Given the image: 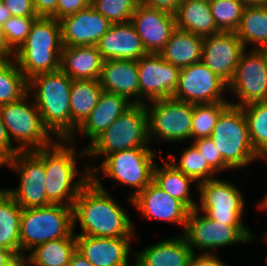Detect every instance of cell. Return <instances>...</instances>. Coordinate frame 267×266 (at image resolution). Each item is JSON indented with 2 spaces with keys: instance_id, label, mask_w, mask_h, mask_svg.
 I'll list each match as a JSON object with an SVG mask.
<instances>
[{
  "instance_id": "obj_1",
  "label": "cell",
  "mask_w": 267,
  "mask_h": 266,
  "mask_svg": "<svg viewBox=\"0 0 267 266\" xmlns=\"http://www.w3.org/2000/svg\"><path fill=\"white\" fill-rule=\"evenodd\" d=\"M99 174L80 190L73 203V230L79 224L81 233L91 237H134L135 226L128 212L103 186ZM77 223V224H76Z\"/></svg>"
},
{
  "instance_id": "obj_2",
  "label": "cell",
  "mask_w": 267,
  "mask_h": 266,
  "mask_svg": "<svg viewBox=\"0 0 267 266\" xmlns=\"http://www.w3.org/2000/svg\"><path fill=\"white\" fill-rule=\"evenodd\" d=\"M75 146L70 140L57 139L44 148L45 192L51 204L72 207L80 190L91 180L87 165L83 171L77 169L76 160L86 158V148L76 151Z\"/></svg>"
},
{
  "instance_id": "obj_3",
  "label": "cell",
  "mask_w": 267,
  "mask_h": 266,
  "mask_svg": "<svg viewBox=\"0 0 267 266\" xmlns=\"http://www.w3.org/2000/svg\"><path fill=\"white\" fill-rule=\"evenodd\" d=\"M72 79L61 70L35 75L28 80V93L39 110L43 124L60 140H69L77 130L71 120Z\"/></svg>"
},
{
  "instance_id": "obj_4",
  "label": "cell",
  "mask_w": 267,
  "mask_h": 266,
  "mask_svg": "<svg viewBox=\"0 0 267 266\" xmlns=\"http://www.w3.org/2000/svg\"><path fill=\"white\" fill-rule=\"evenodd\" d=\"M63 49L60 22L53 17H38L14 59L27 80L41 73L60 70Z\"/></svg>"
},
{
  "instance_id": "obj_5",
  "label": "cell",
  "mask_w": 267,
  "mask_h": 266,
  "mask_svg": "<svg viewBox=\"0 0 267 266\" xmlns=\"http://www.w3.org/2000/svg\"><path fill=\"white\" fill-rule=\"evenodd\" d=\"M85 148L86 157L92 159L133 148H151L145 104H133Z\"/></svg>"
},
{
  "instance_id": "obj_6",
  "label": "cell",
  "mask_w": 267,
  "mask_h": 266,
  "mask_svg": "<svg viewBox=\"0 0 267 266\" xmlns=\"http://www.w3.org/2000/svg\"><path fill=\"white\" fill-rule=\"evenodd\" d=\"M66 237H76L73 230V207L51 204L22 209L20 217V253L35 246Z\"/></svg>"
},
{
  "instance_id": "obj_7",
  "label": "cell",
  "mask_w": 267,
  "mask_h": 266,
  "mask_svg": "<svg viewBox=\"0 0 267 266\" xmlns=\"http://www.w3.org/2000/svg\"><path fill=\"white\" fill-rule=\"evenodd\" d=\"M231 169H244L262 158L254 151L247 120L240 106L230 104L221 114L210 136Z\"/></svg>"
},
{
  "instance_id": "obj_8",
  "label": "cell",
  "mask_w": 267,
  "mask_h": 266,
  "mask_svg": "<svg viewBox=\"0 0 267 266\" xmlns=\"http://www.w3.org/2000/svg\"><path fill=\"white\" fill-rule=\"evenodd\" d=\"M0 113L10 141L18 143L19 151L45 148L57 140L43 124L29 93L18 101L0 105Z\"/></svg>"
},
{
  "instance_id": "obj_9",
  "label": "cell",
  "mask_w": 267,
  "mask_h": 266,
  "mask_svg": "<svg viewBox=\"0 0 267 266\" xmlns=\"http://www.w3.org/2000/svg\"><path fill=\"white\" fill-rule=\"evenodd\" d=\"M155 156L153 148H133L107 155L98 167L88 163L87 166L91 174L101 171L104 178H112L117 184L133 188L126 201L132 205V198L152 182Z\"/></svg>"
},
{
  "instance_id": "obj_10",
  "label": "cell",
  "mask_w": 267,
  "mask_h": 266,
  "mask_svg": "<svg viewBox=\"0 0 267 266\" xmlns=\"http://www.w3.org/2000/svg\"><path fill=\"white\" fill-rule=\"evenodd\" d=\"M201 214L196 209L189 211L183 233L194 254H196L194 250H197L199 254L200 252L201 254H214L213 249L255 241L256 237L253 236L249 227L219 223L206 214Z\"/></svg>"
},
{
  "instance_id": "obj_11",
  "label": "cell",
  "mask_w": 267,
  "mask_h": 266,
  "mask_svg": "<svg viewBox=\"0 0 267 266\" xmlns=\"http://www.w3.org/2000/svg\"><path fill=\"white\" fill-rule=\"evenodd\" d=\"M4 165L19 174V186L5 190L22 209L51 205L45 192L44 148L19 151Z\"/></svg>"
},
{
  "instance_id": "obj_12",
  "label": "cell",
  "mask_w": 267,
  "mask_h": 266,
  "mask_svg": "<svg viewBox=\"0 0 267 266\" xmlns=\"http://www.w3.org/2000/svg\"><path fill=\"white\" fill-rule=\"evenodd\" d=\"M145 107L148 114L150 144L153 138L164 143L184 142L189 139L191 141L194 104L165 98L149 101L145 103Z\"/></svg>"
},
{
  "instance_id": "obj_13",
  "label": "cell",
  "mask_w": 267,
  "mask_h": 266,
  "mask_svg": "<svg viewBox=\"0 0 267 266\" xmlns=\"http://www.w3.org/2000/svg\"><path fill=\"white\" fill-rule=\"evenodd\" d=\"M232 182L222 178H214L198 184L197 191L200 204L196 210L206 214L216 222L227 225H245L244 197L241 189Z\"/></svg>"
},
{
  "instance_id": "obj_14",
  "label": "cell",
  "mask_w": 267,
  "mask_h": 266,
  "mask_svg": "<svg viewBox=\"0 0 267 266\" xmlns=\"http://www.w3.org/2000/svg\"><path fill=\"white\" fill-rule=\"evenodd\" d=\"M246 50L240 55L234 77L228 83L229 95L239 98L237 102L230 100V104L240 107L255 101H267V51Z\"/></svg>"
},
{
  "instance_id": "obj_15",
  "label": "cell",
  "mask_w": 267,
  "mask_h": 266,
  "mask_svg": "<svg viewBox=\"0 0 267 266\" xmlns=\"http://www.w3.org/2000/svg\"><path fill=\"white\" fill-rule=\"evenodd\" d=\"M225 92H229L228 83L200 61L180 68L172 98L191 104L230 102Z\"/></svg>"
},
{
  "instance_id": "obj_16",
  "label": "cell",
  "mask_w": 267,
  "mask_h": 266,
  "mask_svg": "<svg viewBox=\"0 0 267 266\" xmlns=\"http://www.w3.org/2000/svg\"><path fill=\"white\" fill-rule=\"evenodd\" d=\"M139 104L155 99L172 98L177 87L180 68L160 54L148 53L137 60Z\"/></svg>"
},
{
  "instance_id": "obj_17",
  "label": "cell",
  "mask_w": 267,
  "mask_h": 266,
  "mask_svg": "<svg viewBox=\"0 0 267 266\" xmlns=\"http://www.w3.org/2000/svg\"><path fill=\"white\" fill-rule=\"evenodd\" d=\"M245 50L236 32L220 31L204 38L201 61L229 83L235 74L240 55Z\"/></svg>"
},
{
  "instance_id": "obj_18",
  "label": "cell",
  "mask_w": 267,
  "mask_h": 266,
  "mask_svg": "<svg viewBox=\"0 0 267 266\" xmlns=\"http://www.w3.org/2000/svg\"><path fill=\"white\" fill-rule=\"evenodd\" d=\"M130 22L140 36L147 53L159 54L176 30L174 14L138 4Z\"/></svg>"
},
{
  "instance_id": "obj_19",
  "label": "cell",
  "mask_w": 267,
  "mask_h": 266,
  "mask_svg": "<svg viewBox=\"0 0 267 266\" xmlns=\"http://www.w3.org/2000/svg\"><path fill=\"white\" fill-rule=\"evenodd\" d=\"M136 237H91L76 235V250L93 266H134L130 263V253L134 256L132 240ZM132 251V252H131Z\"/></svg>"
},
{
  "instance_id": "obj_20",
  "label": "cell",
  "mask_w": 267,
  "mask_h": 266,
  "mask_svg": "<svg viewBox=\"0 0 267 266\" xmlns=\"http://www.w3.org/2000/svg\"><path fill=\"white\" fill-rule=\"evenodd\" d=\"M132 205L141 212L142 218L179 224L183 227L181 234L184 233L190 210L153 182L132 198Z\"/></svg>"
},
{
  "instance_id": "obj_21",
  "label": "cell",
  "mask_w": 267,
  "mask_h": 266,
  "mask_svg": "<svg viewBox=\"0 0 267 266\" xmlns=\"http://www.w3.org/2000/svg\"><path fill=\"white\" fill-rule=\"evenodd\" d=\"M63 46H96L112 25L92 6L59 20Z\"/></svg>"
},
{
  "instance_id": "obj_22",
  "label": "cell",
  "mask_w": 267,
  "mask_h": 266,
  "mask_svg": "<svg viewBox=\"0 0 267 266\" xmlns=\"http://www.w3.org/2000/svg\"><path fill=\"white\" fill-rule=\"evenodd\" d=\"M103 61L121 59L137 61L148 54L133 24H112L96 45Z\"/></svg>"
},
{
  "instance_id": "obj_23",
  "label": "cell",
  "mask_w": 267,
  "mask_h": 266,
  "mask_svg": "<svg viewBox=\"0 0 267 266\" xmlns=\"http://www.w3.org/2000/svg\"><path fill=\"white\" fill-rule=\"evenodd\" d=\"M141 251V252H140ZM134 251V266H189L194 255L183 234Z\"/></svg>"
},
{
  "instance_id": "obj_24",
  "label": "cell",
  "mask_w": 267,
  "mask_h": 266,
  "mask_svg": "<svg viewBox=\"0 0 267 266\" xmlns=\"http://www.w3.org/2000/svg\"><path fill=\"white\" fill-rule=\"evenodd\" d=\"M133 105L126 97L103 91L98 103L84 122L77 128L76 133L69 139L76 143V134L87 138L88 145L113 122Z\"/></svg>"
},
{
  "instance_id": "obj_25",
  "label": "cell",
  "mask_w": 267,
  "mask_h": 266,
  "mask_svg": "<svg viewBox=\"0 0 267 266\" xmlns=\"http://www.w3.org/2000/svg\"><path fill=\"white\" fill-rule=\"evenodd\" d=\"M138 66L135 60H105L99 78L103 91L126 97L139 104Z\"/></svg>"
},
{
  "instance_id": "obj_26",
  "label": "cell",
  "mask_w": 267,
  "mask_h": 266,
  "mask_svg": "<svg viewBox=\"0 0 267 266\" xmlns=\"http://www.w3.org/2000/svg\"><path fill=\"white\" fill-rule=\"evenodd\" d=\"M102 63L96 46H63L60 70L72 80H99Z\"/></svg>"
},
{
  "instance_id": "obj_27",
  "label": "cell",
  "mask_w": 267,
  "mask_h": 266,
  "mask_svg": "<svg viewBox=\"0 0 267 266\" xmlns=\"http://www.w3.org/2000/svg\"><path fill=\"white\" fill-rule=\"evenodd\" d=\"M177 29L206 38L220 32L210 10V3L201 0H181L174 14Z\"/></svg>"
},
{
  "instance_id": "obj_28",
  "label": "cell",
  "mask_w": 267,
  "mask_h": 266,
  "mask_svg": "<svg viewBox=\"0 0 267 266\" xmlns=\"http://www.w3.org/2000/svg\"><path fill=\"white\" fill-rule=\"evenodd\" d=\"M165 159H161L164 162L161 167L156 162L152 182L171 197L180 200L189 210L196 209L199 202L192 199L190 184L195 182L198 188V183Z\"/></svg>"
},
{
  "instance_id": "obj_29",
  "label": "cell",
  "mask_w": 267,
  "mask_h": 266,
  "mask_svg": "<svg viewBox=\"0 0 267 266\" xmlns=\"http://www.w3.org/2000/svg\"><path fill=\"white\" fill-rule=\"evenodd\" d=\"M203 41L202 37L176 28L159 54L179 68L190 66L201 61Z\"/></svg>"
},
{
  "instance_id": "obj_30",
  "label": "cell",
  "mask_w": 267,
  "mask_h": 266,
  "mask_svg": "<svg viewBox=\"0 0 267 266\" xmlns=\"http://www.w3.org/2000/svg\"><path fill=\"white\" fill-rule=\"evenodd\" d=\"M22 208L2 188L0 191V247L20 253V217Z\"/></svg>"
},
{
  "instance_id": "obj_31",
  "label": "cell",
  "mask_w": 267,
  "mask_h": 266,
  "mask_svg": "<svg viewBox=\"0 0 267 266\" xmlns=\"http://www.w3.org/2000/svg\"><path fill=\"white\" fill-rule=\"evenodd\" d=\"M238 38L247 49L267 48V6H249L242 12V18L236 30Z\"/></svg>"
},
{
  "instance_id": "obj_32",
  "label": "cell",
  "mask_w": 267,
  "mask_h": 266,
  "mask_svg": "<svg viewBox=\"0 0 267 266\" xmlns=\"http://www.w3.org/2000/svg\"><path fill=\"white\" fill-rule=\"evenodd\" d=\"M103 89L99 80H72L70 113L72 122L79 127L96 107Z\"/></svg>"
},
{
  "instance_id": "obj_33",
  "label": "cell",
  "mask_w": 267,
  "mask_h": 266,
  "mask_svg": "<svg viewBox=\"0 0 267 266\" xmlns=\"http://www.w3.org/2000/svg\"><path fill=\"white\" fill-rule=\"evenodd\" d=\"M75 251L76 237H66L35 246L28 257L31 266H69Z\"/></svg>"
},
{
  "instance_id": "obj_34",
  "label": "cell",
  "mask_w": 267,
  "mask_h": 266,
  "mask_svg": "<svg viewBox=\"0 0 267 266\" xmlns=\"http://www.w3.org/2000/svg\"><path fill=\"white\" fill-rule=\"evenodd\" d=\"M28 93V80L14 58H0V105L18 101Z\"/></svg>"
},
{
  "instance_id": "obj_35",
  "label": "cell",
  "mask_w": 267,
  "mask_h": 266,
  "mask_svg": "<svg viewBox=\"0 0 267 266\" xmlns=\"http://www.w3.org/2000/svg\"><path fill=\"white\" fill-rule=\"evenodd\" d=\"M254 151L267 160V101H255L242 106Z\"/></svg>"
},
{
  "instance_id": "obj_36",
  "label": "cell",
  "mask_w": 267,
  "mask_h": 266,
  "mask_svg": "<svg viewBox=\"0 0 267 266\" xmlns=\"http://www.w3.org/2000/svg\"><path fill=\"white\" fill-rule=\"evenodd\" d=\"M170 163L186 176L194 179L198 184L203 181L217 178V173L207 164L203 155L191 143L182 149L177 162L175 154H169Z\"/></svg>"
},
{
  "instance_id": "obj_37",
  "label": "cell",
  "mask_w": 267,
  "mask_h": 266,
  "mask_svg": "<svg viewBox=\"0 0 267 266\" xmlns=\"http://www.w3.org/2000/svg\"><path fill=\"white\" fill-rule=\"evenodd\" d=\"M230 105V102L210 104H194L191 127V141L210 137L217 124L220 114Z\"/></svg>"
},
{
  "instance_id": "obj_38",
  "label": "cell",
  "mask_w": 267,
  "mask_h": 266,
  "mask_svg": "<svg viewBox=\"0 0 267 266\" xmlns=\"http://www.w3.org/2000/svg\"><path fill=\"white\" fill-rule=\"evenodd\" d=\"M210 10L217 29L223 32H236L245 8L240 0H211Z\"/></svg>"
},
{
  "instance_id": "obj_39",
  "label": "cell",
  "mask_w": 267,
  "mask_h": 266,
  "mask_svg": "<svg viewBox=\"0 0 267 266\" xmlns=\"http://www.w3.org/2000/svg\"><path fill=\"white\" fill-rule=\"evenodd\" d=\"M138 4L139 0H94L92 7L111 24H118L129 22Z\"/></svg>"
},
{
  "instance_id": "obj_40",
  "label": "cell",
  "mask_w": 267,
  "mask_h": 266,
  "mask_svg": "<svg viewBox=\"0 0 267 266\" xmlns=\"http://www.w3.org/2000/svg\"><path fill=\"white\" fill-rule=\"evenodd\" d=\"M38 17L12 16L3 25L8 46L16 52L25 42L31 26Z\"/></svg>"
},
{
  "instance_id": "obj_41",
  "label": "cell",
  "mask_w": 267,
  "mask_h": 266,
  "mask_svg": "<svg viewBox=\"0 0 267 266\" xmlns=\"http://www.w3.org/2000/svg\"><path fill=\"white\" fill-rule=\"evenodd\" d=\"M192 144L203 155L207 164L216 172L228 171L231 168L224 162L221 154L214 145L210 137L198 138L192 141Z\"/></svg>"
},
{
  "instance_id": "obj_42",
  "label": "cell",
  "mask_w": 267,
  "mask_h": 266,
  "mask_svg": "<svg viewBox=\"0 0 267 266\" xmlns=\"http://www.w3.org/2000/svg\"><path fill=\"white\" fill-rule=\"evenodd\" d=\"M2 2L7 6L12 16L38 17L33 0H2Z\"/></svg>"
},
{
  "instance_id": "obj_43",
  "label": "cell",
  "mask_w": 267,
  "mask_h": 266,
  "mask_svg": "<svg viewBox=\"0 0 267 266\" xmlns=\"http://www.w3.org/2000/svg\"><path fill=\"white\" fill-rule=\"evenodd\" d=\"M89 5L84 0H58L55 19L58 21L66 16L73 15L80 10L87 8Z\"/></svg>"
},
{
  "instance_id": "obj_44",
  "label": "cell",
  "mask_w": 267,
  "mask_h": 266,
  "mask_svg": "<svg viewBox=\"0 0 267 266\" xmlns=\"http://www.w3.org/2000/svg\"><path fill=\"white\" fill-rule=\"evenodd\" d=\"M19 152L16 145L11 143L0 113V160L5 163Z\"/></svg>"
},
{
  "instance_id": "obj_45",
  "label": "cell",
  "mask_w": 267,
  "mask_h": 266,
  "mask_svg": "<svg viewBox=\"0 0 267 266\" xmlns=\"http://www.w3.org/2000/svg\"><path fill=\"white\" fill-rule=\"evenodd\" d=\"M189 266H228L214 254H194L191 258Z\"/></svg>"
},
{
  "instance_id": "obj_46",
  "label": "cell",
  "mask_w": 267,
  "mask_h": 266,
  "mask_svg": "<svg viewBox=\"0 0 267 266\" xmlns=\"http://www.w3.org/2000/svg\"><path fill=\"white\" fill-rule=\"evenodd\" d=\"M181 0H139L144 6L175 14Z\"/></svg>"
},
{
  "instance_id": "obj_47",
  "label": "cell",
  "mask_w": 267,
  "mask_h": 266,
  "mask_svg": "<svg viewBox=\"0 0 267 266\" xmlns=\"http://www.w3.org/2000/svg\"><path fill=\"white\" fill-rule=\"evenodd\" d=\"M58 0H33L34 9L38 17H53Z\"/></svg>"
},
{
  "instance_id": "obj_48",
  "label": "cell",
  "mask_w": 267,
  "mask_h": 266,
  "mask_svg": "<svg viewBox=\"0 0 267 266\" xmlns=\"http://www.w3.org/2000/svg\"><path fill=\"white\" fill-rule=\"evenodd\" d=\"M15 52L8 46L3 26L0 25V58H14Z\"/></svg>"
},
{
  "instance_id": "obj_49",
  "label": "cell",
  "mask_w": 267,
  "mask_h": 266,
  "mask_svg": "<svg viewBox=\"0 0 267 266\" xmlns=\"http://www.w3.org/2000/svg\"><path fill=\"white\" fill-rule=\"evenodd\" d=\"M3 266H30L28 254H13Z\"/></svg>"
},
{
  "instance_id": "obj_50",
  "label": "cell",
  "mask_w": 267,
  "mask_h": 266,
  "mask_svg": "<svg viewBox=\"0 0 267 266\" xmlns=\"http://www.w3.org/2000/svg\"><path fill=\"white\" fill-rule=\"evenodd\" d=\"M69 266H93L80 252L77 250L72 254Z\"/></svg>"
},
{
  "instance_id": "obj_51",
  "label": "cell",
  "mask_w": 267,
  "mask_h": 266,
  "mask_svg": "<svg viewBox=\"0 0 267 266\" xmlns=\"http://www.w3.org/2000/svg\"><path fill=\"white\" fill-rule=\"evenodd\" d=\"M12 17L11 12L7 8V6L0 1V25H4V23Z\"/></svg>"
},
{
  "instance_id": "obj_52",
  "label": "cell",
  "mask_w": 267,
  "mask_h": 266,
  "mask_svg": "<svg viewBox=\"0 0 267 266\" xmlns=\"http://www.w3.org/2000/svg\"><path fill=\"white\" fill-rule=\"evenodd\" d=\"M12 255L10 250L0 247V266H3Z\"/></svg>"
},
{
  "instance_id": "obj_53",
  "label": "cell",
  "mask_w": 267,
  "mask_h": 266,
  "mask_svg": "<svg viewBox=\"0 0 267 266\" xmlns=\"http://www.w3.org/2000/svg\"><path fill=\"white\" fill-rule=\"evenodd\" d=\"M245 7L249 6H267V0H240Z\"/></svg>"
},
{
  "instance_id": "obj_54",
  "label": "cell",
  "mask_w": 267,
  "mask_h": 266,
  "mask_svg": "<svg viewBox=\"0 0 267 266\" xmlns=\"http://www.w3.org/2000/svg\"><path fill=\"white\" fill-rule=\"evenodd\" d=\"M257 206L259 210L267 212V193H265L264 198L258 202Z\"/></svg>"
},
{
  "instance_id": "obj_55",
  "label": "cell",
  "mask_w": 267,
  "mask_h": 266,
  "mask_svg": "<svg viewBox=\"0 0 267 266\" xmlns=\"http://www.w3.org/2000/svg\"><path fill=\"white\" fill-rule=\"evenodd\" d=\"M89 6H92L94 0H84Z\"/></svg>"
},
{
  "instance_id": "obj_56",
  "label": "cell",
  "mask_w": 267,
  "mask_h": 266,
  "mask_svg": "<svg viewBox=\"0 0 267 266\" xmlns=\"http://www.w3.org/2000/svg\"><path fill=\"white\" fill-rule=\"evenodd\" d=\"M264 240L267 241V235L266 236L264 235ZM265 263H266V266H267V256H266V259H265Z\"/></svg>"
},
{
  "instance_id": "obj_57",
  "label": "cell",
  "mask_w": 267,
  "mask_h": 266,
  "mask_svg": "<svg viewBox=\"0 0 267 266\" xmlns=\"http://www.w3.org/2000/svg\"><path fill=\"white\" fill-rule=\"evenodd\" d=\"M3 166H5L4 165V163L0 160V169L3 167ZM2 189L0 188V191H1Z\"/></svg>"
}]
</instances>
